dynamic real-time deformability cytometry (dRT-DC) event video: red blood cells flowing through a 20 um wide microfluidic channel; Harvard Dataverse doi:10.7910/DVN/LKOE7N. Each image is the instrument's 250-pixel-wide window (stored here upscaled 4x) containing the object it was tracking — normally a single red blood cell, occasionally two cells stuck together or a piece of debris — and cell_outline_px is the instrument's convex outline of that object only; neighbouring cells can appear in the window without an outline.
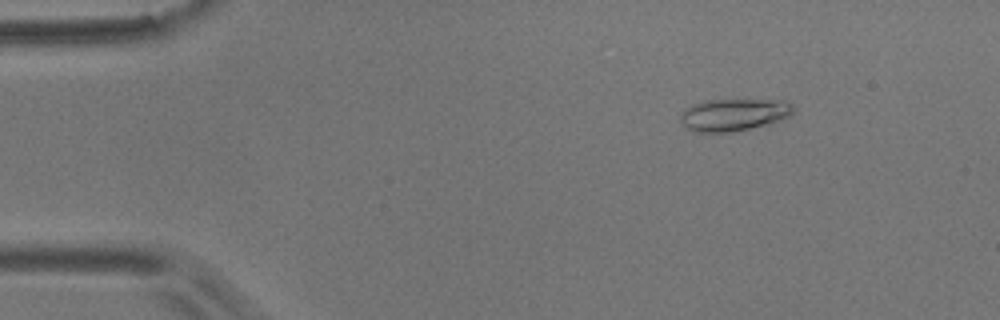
{"species": "common noctule bat (a hibernating species)", "species_latin": "Nyctalus noctula", "temperature_condition": "room temperature", "stored_images_in_passage": 6, "camera_frame_rate_fps": 3000, "um_per_image_px": 0.085, "animal": {"sex": "male", "body_mass_g": 17.9}, "frame": {"image": 1, "passage_image": 3, "time_ms": 0.667, "image_size_px": [1000, 320], "cell_outline_px": [[796, 108], [788, 116], [780, 120], [768, 124], [732, 132], [692, 132], [680, 120], [680, 116], [684, 108], [692, 104], [704, 100], [784, 100], [792, 104]], "centroid_in_image_um": [62.36, 9.74], "position_along_channel_um": 22.6, "area_um2": 21.27}}